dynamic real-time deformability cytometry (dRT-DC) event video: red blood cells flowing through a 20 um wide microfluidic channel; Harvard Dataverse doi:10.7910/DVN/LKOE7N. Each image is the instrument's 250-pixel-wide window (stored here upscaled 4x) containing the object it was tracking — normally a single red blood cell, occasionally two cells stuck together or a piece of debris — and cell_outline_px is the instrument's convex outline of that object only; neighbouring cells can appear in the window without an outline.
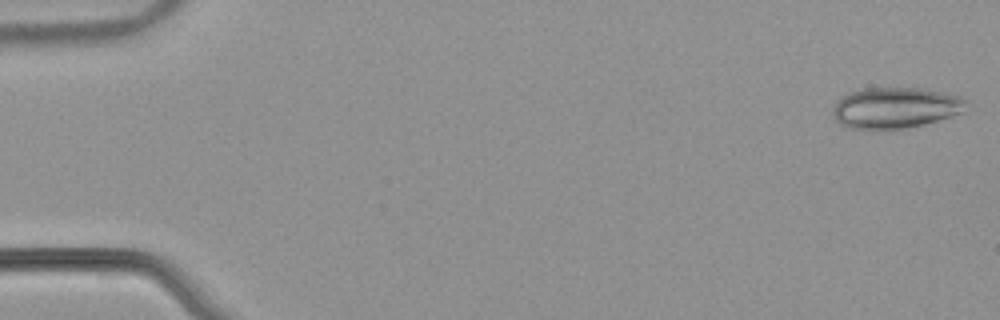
{"species": "common noctule bat (a hibernating species)", "species_latin": "Nyctalus noctula", "temperature_condition": "warm", "stored_images_in_passage": 52, "camera_frame_rate_fps": 3000, "um_per_image_px": 0.085, "animal": {"sex": "male", "body_mass_g": 21.5, "forearm_length_mm": 52.0}, "frame": {"image": 1, "passage_image": 1, "time_ms": 0.0, "image_size_px": [1000, 320], "cell_outline_px": [[968, 100], [964, 112], [924, 124], [904, 128], [872, 132], [848, 128], [840, 124], [836, 120], [832, 112], [832, 108], [840, 96], [848, 92], [864, 88], [924, 88], [944, 92], [960, 96]], "centroid_in_image_um": [76.06, 9.18], "position_along_channel_um": 8.9, "area_um2": 32.71}}
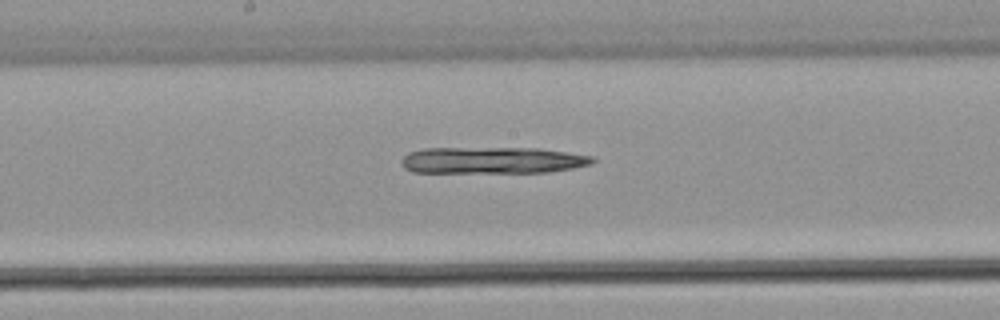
{"frame": {"image": 2, "passage_image": 28, "time_ms": 9.0, "image_size_px": [1000, 320], "cell_outline_px": [[596, 160], [592, 164], [572, 168], [548, 172], [412, 172], [404, 168], [400, 164], [400, 160], [408, 152], [424, 148], [536, 148], [568, 152], [592, 156]], "centroid_in_image_um": [41.83, 13.62], "position_along_channel_um": 206.4, "area_um2": 29.71}}
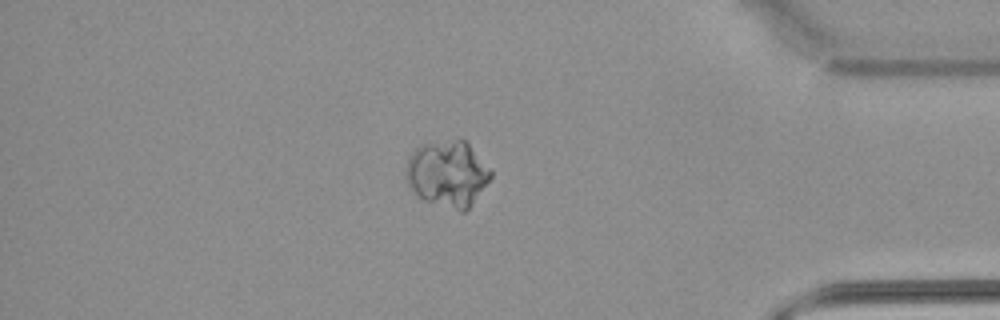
{"frame": {"image": 3, "passage_image": 45, "time_ms": 14.667, "image_size_px": [1000, 320], "cell_outline_px": [[492, 176], [472, 204], [464, 212], [460, 212], [412, 196], [404, 172], [404, 168], [408, 156], [420, 144], [456, 140], [464, 140], [468, 144], [492, 172]], "centroid_in_image_um": [37.97, 14.8], "position_along_channel_um": 397.2, "area_um2": 32.77}}